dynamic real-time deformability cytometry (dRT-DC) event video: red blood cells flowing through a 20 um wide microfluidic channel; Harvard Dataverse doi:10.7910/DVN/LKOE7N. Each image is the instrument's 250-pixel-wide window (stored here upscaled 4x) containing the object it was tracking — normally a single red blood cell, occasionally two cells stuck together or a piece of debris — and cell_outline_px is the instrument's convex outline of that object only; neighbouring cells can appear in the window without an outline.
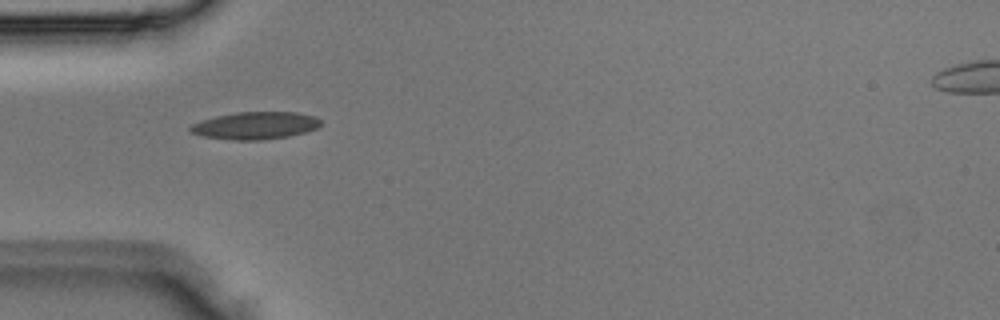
{"species": "Egyptian fruit bat (a non-hibernating species)", "species_latin": "Rousettus aegyptiacus", "temperature_condition": "room temperature", "stored_images_in_passage": 3, "camera_frame_rate_fps": 3000, "um_per_image_px": 0.085, "animal": {"sex": "male"}, "frame": {"image": 1, "passage_image": 3, "time_ms": 0.667, "image_size_px": [1000, 320], "cell_outline_px": [[324, 124], [316, 128], [304, 132], [288, 136], [260, 140], [232, 140], [204, 136], [192, 132], [188, 128], [192, 124], [216, 116], [236, 112], [296, 112], [316, 116]], "centroid_in_image_um": [21.74, 10.66], "position_along_channel_um": 63.3, "area_um2": 20.69}}